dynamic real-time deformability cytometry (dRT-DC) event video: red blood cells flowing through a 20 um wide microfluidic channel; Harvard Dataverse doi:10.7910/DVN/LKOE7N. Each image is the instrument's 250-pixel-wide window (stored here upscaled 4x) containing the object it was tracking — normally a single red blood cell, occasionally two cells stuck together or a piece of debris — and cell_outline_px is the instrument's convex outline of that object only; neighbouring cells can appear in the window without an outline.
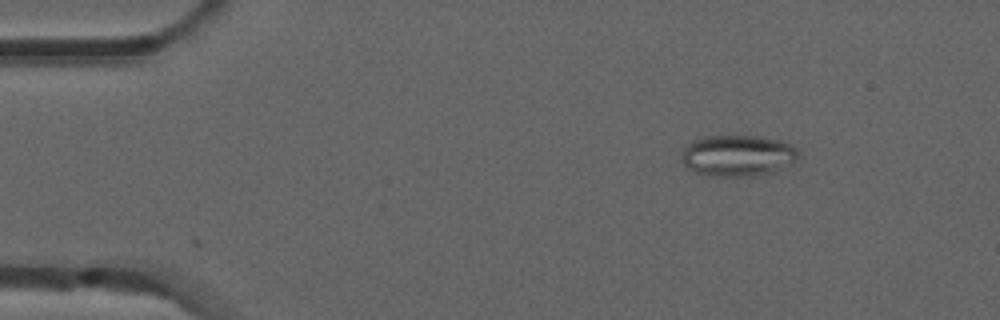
{"species": "common noctule bat (a hibernating species)", "species_latin": "Nyctalus noctula", "temperature_condition": "room temperature", "stored_images_in_passage": 2, "camera_frame_rate_fps": 3000, "um_per_image_px": 0.085, "animal": {"sex": "male", "forearm_length_mm": 52.5}, "frame": {"image": 1, "passage_image": 1, "time_ms": 0.0, "image_size_px": [1000, 320], "cell_outline_px": [[800, 156], [792, 164], [776, 172], [756, 176], [712, 176], [696, 172], [688, 168], [680, 160], [684, 148], [692, 140], [708, 136], [760, 136], [780, 140], [796, 148], [800, 152]], "centroid_in_image_um": [62.74, 13.24], "position_along_channel_um": 22.3, "area_um2": 28.44}}